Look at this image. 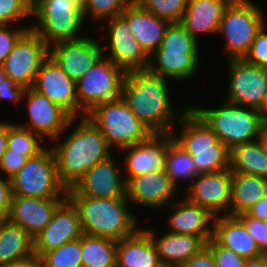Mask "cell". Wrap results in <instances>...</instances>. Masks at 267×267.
Wrapping results in <instances>:
<instances>
[{"label": "cell", "instance_id": "1", "mask_svg": "<svg viewBox=\"0 0 267 267\" xmlns=\"http://www.w3.org/2000/svg\"><path fill=\"white\" fill-rule=\"evenodd\" d=\"M167 82L168 79L149 69L127 71L123 82L122 98L153 134H171L173 125L189 107L185 106L177 115L172 108Z\"/></svg>", "mask_w": 267, "mask_h": 267}, {"label": "cell", "instance_id": "2", "mask_svg": "<svg viewBox=\"0 0 267 267\" xmlns=\"http://www.w3.org/2000/svg\"><path fill=\"white\" fill-rule=\"evenodd\" d=\"M77 126L64 140H54L52 147L56 157L58 176L67 188L73 186L96 163L108 159L113 149L108 145L101 130L86 116L76 121ZM59 141V142H58Z\"/></svg>", "mask_w": 267, "mask_h": 267}, {"label": "cell", "instance_id": "3", "mask_svg": "<svg viewBox=\"0 0 267 267\" xmlns=\"http://www.w3.org/2000/svg\"><path fill=\"white\" fill-rule=\"evenodd\" d=\"M77 208L82 231L85 234L119 241L132 235L140 226L129 209L127 196L116 198H93L67 196ZM138 226V227H137Z\"/></svg>", "mask_w": 267, "mask_h": 267}, {"label": "cell", "instance_id": "4", "mask_svg": "<svg viewBox=\"0 0 267 267\" xmlns=\"http://www.w3.org/2000/svg\"><path fill=\"white\" fill-rule=\"evenodd\" d=\"M177 124L182 131L179 135L173 131V140L192 156L198 174L229 169L230 149L190 106Z\"/></svg>", "mask_w": 267, "mask_h": 267}, {"label": "cell", "instance_id": "5", "mask_svg": "<svg viewBox=\"0 0 267 267\" xmlns=\"http://www.w3.org/2000/svg\"><path fill=\"white\" fill-rule=\"evenodd\" d=\"M190 107L216 133L229 149L239 144L258 140L261 114L257 109L223 102L216 108Z\"/></svg>", "mask_w": 267, "mask_h": 267}, {"label": "cell", "instance_id": "6", "mask_svg": "<svg viewBox=\"0 0 267 267\" xmlns=\"http://www.w3.org/2000/svg\"><path fill=\"white\" fill-rule=\"evenodd\" d=\"M86 117L101 130L108 145L119 151L143 143L153 135L122 97L96 105Z\"/></svg>", "mask_w": 267, "mask_h": 267}, {"label": "cell", "instance_id": "7", "mask_svg": "<svg viewBox=\"0 0 267 267\" xmlns=\"http://www.w3.org/2000/svg\"><path fill=\"white\" fill-rule=\"evenodd\" d=\"M32 17L37 24L31 29L50 48L52 45L84 37L82 9L71 0H32ZM80 32V33H79Z\"/></svg>", "mask_w": 267, "mask_h": 267}, {"label": "cell", "instance_id": "8", "mask_svg": "<svg viewBox=\"0 0 267 267\" xmlns=\"http://www.w3.org/2000/svg\"><path fill=\"white\" fill-rule=\"evenodd\" d=\"M263 13L250 0H232L225 8L217 34L225 38L226 60L242 59L248 53L256 34L267 23Z\"/></svg>", "mask_w": 267, "mask_h": 267}, {"label": "cell", "instance_id": "9", "mask_svg": "<svg viewBox=\"0 0 267 267\" xmlns=\"http://www.w3.org/2000/svg\"><path fill=\"white\" fill-rule=\"evenodd\" d=\"M12 195L34 198H67V188L61 183L52 147L44 148L28 158L10 178Z\"/></svg>", "mask_w": 267, "mask_h": 267}, {"label": "cell", "instance_id": "10", "mask_svg": "<svg viewBox=\"0 0 267 267\" xmlns=\"http://www.w3.org/2000/svg\"><path fill=\"white\" fill-rule=\"evenodd\" d=\"M125 76L126 71L122 67L117 66L111 59L103 55L76 82L78 117L86 116L102 102L122 97Z\"/></svg>", "mask_w": 267, "mask_h": 267}, {"label": "cell", "instance_id": "11", "mask_svg": "<svg viewBox=\"0 0 267 267\" xmlns=\"http://www.w3.org/2000/svg\"><path fill=\"white\" fill-rule=\"evenodd\" d=\"M229 88L226 102L259 110L267 94V67L228 59Z\"/></svg>", "mask_w": 267, "mask_h": 267}, {"label": "cell", "instance_id": "12", "mask_svg": "<svg viewBox=\"0 0 267 267\" xmlns=\"http://www.w3.org/2000/svg\"><path fill=\"white\" fill-rule=\"evenodd\" d=\"M48 56L49 47L30 28L18 39L5 59V74L14 83L32 88L37 72Z\"/></svg>", "mask_w": 267, "mask_h": 267}, {"label": "cell", "instance_id": "13", "mask_svg": "<svg viewBox=\"0 0 267 267\" xmlns=\"http://www.w3.org/2000/svg\"><path fill=\"white\" fill-rule=\"evenodd\" d=\"M23 97L27 100L29 123L24 122L18 125L30 129L42 140L45 137H48L51 141L61 140V136H64L65 131H68L77 120L65 109L51 102L46 96L38 93L33 88H26Z\"/></svg>", "mask_w": 267, "mask_h": 267}, {"label": "cell", "instance_id": "14", "mask_svg": "<svg viewBox=\"0 0 267 267\" xmlns=\"http://www.w3.org/2000/svg\"><path fill=\"white\" fill-rule=\"evenodd\" d=\"M109 42L103 47V53L108 50L109 55L104 56L111 59L117 66L126 72L131 70L148 69L150 56L133 36L128 21L118 15L108 19ZM108 49V50H106ZM106 51V52H105Z\"/></svg>", "mask_w": 267, "mask_h": 267}, {"label": "cell", "instance_id": "15", "mask_svg": "<svg viewBox=\"0 0 267 267\" xmlns=\"http://www.w3.org/2000/svg\"><path fill=\"white\" fill-rule=\"evenodd\" d=\"M114 155L96 163L83 177L67 190V196L116 198L126 195L124 172L120 171Z\"/></svg>", "mask_w": 267, "mask_h": 267}, {"label": "cell", "instance_id": "16", "mask_svg": "<svg viewBox=\"0 0 267 267\" xmlns=\"http://www.w3.org/2000/svg\"><path fill=\"white\" fill-rule=\"evenodd\" d=\"M186 189V198L213 216L230 215L231 171L198 174Z\"/></svg>", "mask_w": 267, "mask_h": 267}, {"label": "cell", "instance_id": "17", "mask_svg": "<svg viewBox=\"0 0 267 267\" xmlns=\"http://www.w3.org/2000/svg\"><path fill=\"white\" fill-rule=\"evenodd\" d=\"M93 36L52 45L49 56L68 77L77 82L104 55L103 45Z\"/></svg>", "mask_w": 267, "mask_h": 267}, {"label": "cell", "instance_id": "18", "mask_svg": "<svg viewBox=\"0 0 267 267\" xmlns=\"http://www.w3.org/2000/svg\"><path fill=\"white\" fill-rule=\"evenodd\" d=\"M83 235L79 213L66 198L54 211L50 222L34 238V254L39 258L50 250L76 240Z\"/></svg>", "mask_w": 267, "mask_h": 267}, {"label": "cell", "instance_id": "19", "mask_svg": "<svg viewBox=\"0 0 267 267\" xmlns=\"http://www.w3.org/2000/svg\"><path fill=\"white\" fill-rule=\"evenodd\" d=\"M32 88L65 109L73 118H78L76 82L50 56L38 70Z\"/></svg>", "mask_w": 267, "mask_h": 267}, {"label": "cell", "instance_id": "20", "mask_svg": "<svg viewBox=\"0 0 267 267\" xmlns=\"http://www.w3.org/2000/svg\"><path fill=\"white\" fill-rule=\"evenodd\" d=\"M176 187L164 169L132 177L126 183V195L130 203L148 208L163 209L175 201Z\"/></svg>", "mask_w": 267, "mask_h": 267}, {"label": "cell", "instance_id": "21", "mask_svg": "<svg viewBox=\"0 0 267 267\" xmlns=\"http://www.w3.org/2000/svg\"><path fill=\"white\" fill-rule=\"evenodd\" d=\"M172 138L171 134H153L143 143L122 148L126 155L123 158L126 183L132 177L164 169L168 142Z\"/></svg>", "mask_w": 267, "mask_h": 267}, {"label": "cell", "instance_id": "22", "mask_svg": "<svg viewBox=\"0 0 267 267\" xmlns=\"http://www.w3.org/2000/svg\"><path fill=\"white\" fill-rule=\"evenodd\" d=\"M65 199L12 195L7 220L21 226L35 238L50 222L54 211Z\"/></svg>", "mask_w": 267, "mask_h": 267}, {"label": "cell", "instance_id": "23", "mask_svg": "<svg viewBox=\"0 0 267 267\" xmlns=\"http://www.w3.org/2000/svg\"><path fill=\"white\" fill-rule=\"evenodd\" d=\"M156 248L161 264L164 267H179L182 263L198 254L206 247L212 236H194L167 232L158 235L149 229H144Z\"/></svg>", "mask_w": 267, "mask_h": 267}, {"label": "cell", "instance_id": "24", "mask_svg": "<svg viewBox=\"0 0 267 267\" xmlns=\"http://www.w3.org/2000/svg\"><path fill=\"white\" fill-rule=\"evenodd\" d=\"M129 23L133 36L150 56L161 44L170 22L155 16L133 0L121 14Z\"/></svg>", "mask_w": 267, "mask_h": 267}, {"label": "cell", "instance_id": "25", "mask_svg": "<svg viewBox=\"0 0 267 267\" xmlns=\"http://www.w3.org/2000/svg\"><path fill=\"white\" fill-rule=\"evenodd\" d=\"M212 238L219 245L234 251L244 259L255 258L264 254L245 225L236 216L215 217Z\"/></svg>", "mask_w": 267, "mask_h": 267}, {"label": "cell", "instance_id": "26", "mask_svg": "<svg viewBox=\"0 0 267 267\" xmlns=\"http://www.w3.org/2000/svg\"><path fill=\"white\" fill-rule=\"evenodd\" d=\"M174 212L167 219L170 230L175 234L194 236H212L215 216L208 210L190 202L186 197L183 200L172 202Z\"/></svg>", "mask_w": 267, "mask_h": 267}, {"label": "cell", "instance_id": "27", "mask_svg": "<svg viewBox=\"0 0 267 267\" xmlns=\"http://www.w3.org/2000/svg\"><path fill=\"white\" fill-rule=\"evenodd\" d=\"M232 0H188L180 24L197 40L201 34L218 33L225 8Z\"/></svg>", "mask_w": 267, "mask_h": 267}, {"label": "cell", "instance_id": "28", "mask_svg": "<svg viewBox=\"0 0 267 267\" xmlns=\"http://www.w3.org/2000/svg\"><path fill=\"white\" fill-rule=\"evenodd\" d=\"M143 229L117 241L116 267H164L151 237Z\"/></svg>", "mask_w": 267, "mask_h": 267}, {"label": "cell", "instance_id": "29", "mask_svg": "<svg viewBox=\"0 0 267 267\" xmlns=\"http://www.w3.org/2000/svg\"><path fill=\"white\" fill-rule=\"evenodd\" d=\"M199 52H167L156 50L150 55L148 69L168 80H189L198 71Z\"/></svg>", "mask_w": 267, "mask_h": 267}, {"label": "cell", "instance_id": "30", "mask_svg": "<svg viewBox=\"0 0 267 267\" xmlns=\"http://www.w3.org/2000/svg\"><path fill=\"white\" fill-rule=\"evenodd\" d=\"M266 194V177L231 172L230 215L246 212Z\"/></svg>", "mask_w": 267, "mask_h": 267}, {"label": "cell", "instance_id": "31", "mask_svg": "<svg viewBox=\"0 0 267 267\" xmlns=\"http://www.w3.org/2000/svg\"><path fill=\"white\" fill-rule=\"evenodd\" d=\"M34 254V238L21 226L8 220L0 223V265Z\"/></svg>", "mask_w": 267, "mask_h": 267}, {"label": "cell", "instance_id": "32", "mask_svg": "<svg viewBox=\"0 0 267 267\" xmlns=\"http://www.w3.org/2000/svg\"><path fill=\"white\" fill-rule=\"evenodd\" d=\"M229 170L267 178V152L258 140L230 149Z\"/></svg>", "mask_w": 267, "mask_h": 267}, {"label": "cell", "instance_id": "33", "mask_svg": "<svg viewBox=\"0 0 267 267\" xmlns=\"http://www.w3.org/2000/svg\"><path fill=\"white\" fill-rule=\"evenodd\" d=\"M117 241L83 233L82 267H116Z\"/></svg>", "mask_w": 267, "mask_h": 267}, {"label": "cell", "instance_id": "34", "mask_svg": "<svg viewBox=\"0 0 267 267\" xmlns=\"http://www.w3.org/2000/svg\"><path fill=\"white\" fill-rule=\"evenodd\" d=\"M164 168L177 190L181 179L192 181L198 175L192 156L182 149L173 138L168 142Z\"/></svg>", "mask_w": 267, "mask_h": 267}, {"label": "cell", "instance_id": "35", "mask_svg": "<svg viewBox=\"0 0 267 267\" xmlns=\"http://www.w3.org/2000/svg\"><path fill=\"white\" fill-rule=\"evenodd\" d=\"M43 141L30 129L8 122L7 149L12 152L23 153L27 158L34 157L45 148Z\"/></svg>", "mask_w": 267, "mask_h": 267}, {"label": "cell", "instance_id": "36", "mask_svg": "<svg viewBox=\"0 0 267 267\" xmlns=\"http://www.w3.org/2000/svg\"><path fill=\"white\" fill-rule=\"evenodd\" d=\"M41 267H82L81 237L40 257Z\"/></svg>", "mask_w": 267, "mask_h": 267}, {"label": "cell", "instance_id": "37", "mask_svg": "<svg viewBox=\"0 0 267 267\" xmlns=\"http://www.w3.org/2000/svg\"><path fill=\"white\" fill-rule=\"evenodd\" d=\"M198 41L180 23H170L157 50H167V52H199Z\"/></svg>", "mask_w": 267, "mask_h": 267}, {"label": "cell", "instance_id": "38", "mask_svg": "<svg viewBox=\"0 0 267 267\" xmlns=\"http://www.w3.org/2000/svg\"><path fill=\"white\" fill-rule=\"evenodd\" d=\"M133 0H85L82 10L84 20L87 16L94 22L108 21L115 16L121 15Z\"/></svg>", "mask_w": 267, "mask_h": 267}, {"label": "cell", "instance_id": "39", "mask_svg": "<svg viewBox=\"0 0 267 267\" xmlns=\"http://www.w3.org/2000/svg\"><path fill=\"white\" fill-rule=\"evenodd\" d=\"M144 9L170 23H180L188 0H135Z\"/></svg>", "mask_w": 267, "mask_h": 267}, {"label": "cell", "instance_id": "40", "mask_svg": "<svg viewBox=\"0 0 267 267\" xmlns=\"http://www.w3.org/2000/svg\"><path fill=\"white\" fill-rule=\"evenodd\" d=\"M32 3V0H0V25L20 24L23 20L30 22Z\"/></svg>", "mask_w": 267, "mask_h": 267}, {"label": "cell", "instance_id": "41", "mask_svg": "<svg viewBox=\"0 0 267 267\" xmlns=\"http://www.w3.org/2000/svg\"><path fill=\"white\" fill-rule=\"evenodd\" d=\"M206 246L210 249L217 267H243L246 259L219 245L212 237L207 241Z\"/></svg>", "mask_w": 267, "mask_h": 267}, {"label": "cell", "instance_id": "42", "mask_svg": "<svg viewBox=\"0 0 267 267\" xmlns=\"http://www.w3.org/2000/svg\"><path fill=\"white\" fill-rule=\"evenodd\" d=\"M267 25L256 34L253 43L244 56V60L252 65L267 67Z\"/></svg>", "mask_w": 267, "mask_h": 267}, {"label": "cell", "instance_id": "43", "mask_svg": "<svg viewBox=\"0 0 267 267\" xmlns=\"http://www.w3.org/2000/svg\"><path fill=\"white\" fill-rule=\"evenodd\" d=\"M14 25H0V65H3L5 59L13 50L15 43L18 39L31 28V25L28 27L25 25H18V28ZM11 27V28H10Z\"/></svg>", "mask_w": 267, "mask_h": 267}, {"label": "cell", "instance_id": "44", "mask_svg": "<svg viewBox=\"0 0 267 267\" xmlns=\"http://www.w3.org/2000/svg\"><path fill=\"white\" fill-rule=\"evenodd\" d=\"M236 217L245 225L249 234L257 242L260 250L267 254V221L255 219L246 212L240 213Z\"/></svg>", "mask_w": 267, "mask_h": 267}, {"label": "cell", "instance_id": "45", "mask_svg": "<svg viewBox=\"0 0 267 267\" xmlns=\"http://www.w3.org/2000/svg\"><path fill=\"white\" fill-rule=\"evenodd\" d=\"M27 160L28 158L23 153L12 152L6 149L0 162V173H3L2 175L5 174L6 178L10 179L21 169Z\"/></svg>", "mask_w": 267, "mask_h": 267}, {"label": "cell", "instance_id": "46", "mask_svg": "<svg viewBox=\"0 0 267 267\" xmlns=\"http://www.w3.org/2000/svg\"><path fill=\"white\" fill-rule=\"evenodd\" d=\"M26 88L14 83L9 77L3 81L2 86H0V101L2 100H12L16 104L22 99H25L24 93Z\"/></svg>", "mask_w": 267, "mask_h": 267}, {"label": "cell", "instance_id": "47", "mask_svg": "<svg viewBox=\"0 0 267 267\" xmlns=\"http://www.w3.org/2000/svg\"><path fill=\"white\" fill-rule=\"evenodd\" d=\"M12 198L11 181L9 178L0 177V217L7 220Z\"/></svg>", "mask_w": 267, "mask_h": 267}, {"label": "cell", "instance_id": "48", "mask_svg": "<svg viewBox=\"0 0 267 267\" xmlns=\"http://www.w3.org/2000/svg\"><path fill=\"white\" fill-rule=\"evenodd\" d=\"M179 267H217L210 249L206 246L198 254L182 263Z\"/></svg>", "mask_w": 267, "mask_h": 267}, {"label": "cell", "instance_id": "49", "mask_svg": "<svg viewBox=\"0 0 267 267\" xmlns=\"http://www.w3.org/2000/svg\"><path fill=\"white\" fill-rule=\"evenodd\" d=\"M246 213L255 219L267 221V194L251 206Z\"/></svg>", "mask_w": 267, "mask_h": 267}, {"label": "cell", "instance_id": "50", "mask_svg": "<svg viewBox=\"0 0 267 267\" xmlns=\"http://www.w3.org/2000/svg\"><path fill=\"white\" fill-rule=\"evenodd\" d=\"M0 267H41V262L37 255H32L18 261L2 264Z\"/></svg>", "mask_w": 267, "mask_h": 267}, {"label": "cell", "instance_id": "51", "mask_svg": "<svg viewBox=\"0 0 267 267\" xmlns=\"http://www.w3.org/2000/svg\"><path fill=\"white\" fill-rule=\"evenodd\" d=\"M8 122L0 120V162L7 149Z\"/></svg>", "mask_w": 267, "mask_h": 267}, {"label": "cell", "instance_id": "52", "mask_svg": "<svg viewBox=\"0 0 267 267\" xmlns=\"http://www.w3.org/2000/svg\"><path fill=\"white\" fill-rule=\"evenodd\" d=\"M243 267H267V254L246 259Z\"/></svg>", "mask_w": 267, "mask_h": 267}, {"label": "cell", "instance_id": "53", "mask_svg": "<svg viewBox=\"0 0 267 267\" xmlns=\"http://www.w3.org/2000/svg\"><path fill=\"white\" fill-rule=\"evenodd\" d=\"M258 141L267 152V120H263L261 123Z\"/></svg>", "mask_w": 267, "mask_h": 267}, {"label": "cell", "instance_id": "54", "mask_svg": "<svg viewBox=\"0 0 267 267\" xmlns=\"http://www.w3.org/2000/svg\"><path fill=\"white\" fill-rule=\"evenodd\" d=\"M263 120H267V94L264 98L261 108L258 110Z\"/></svg>", "mask_w": 267, "mask_h": 267}, {"label": "cell", "instance_id": "55", "mask_svg": "<svg viewBox=\"0 0 267 267\" xmlns=\"http://www.w3.org/2000/svg\"><path fill=\"white\" fill-rule=\"evenodd\" d=\"M7 75L4 71V66L0 65V86H2L3 81L6 79Z\"/></svg>", "mask_w": 267, "mask_h": 267}, {"label": "cell", "instance_id": "56", "mask_svg": "<svg viewBox=\"0 0 267 267\" xmlns=\"http://www.w3.org/2000/svg\"><path fill=\"white\" fill-rule=\"evenodd\" d=\"M74 4H76L79 8L83 10L85 0H71Z\"/></svg>", "mask_w": 267, "mask_h": 267}]
</instances>
